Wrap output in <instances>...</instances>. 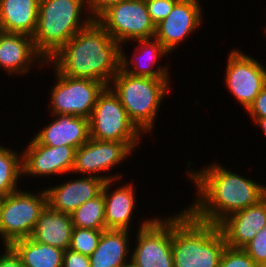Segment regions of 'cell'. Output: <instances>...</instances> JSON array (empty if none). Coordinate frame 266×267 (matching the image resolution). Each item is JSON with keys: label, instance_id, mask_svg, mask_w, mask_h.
<instances>
[{"label": "cell", "instance_id": "obj_32", "mask_svg": "<svg viewBox=\"0 0 266 267\" xmlns=\"http://www.w3.org/2000/svg\"><path fill=\"white\" fill-rule=\"evenodd\" d=\"M127 1V0H86V7L89 15L93 19H97L110 6Z\"/></svg>", "mask_w": 266, "mask_h": 267}, {"label": "cell", "instance_id": "obj_19", "mask_svg": "<svg viewBox=\"0 0 266 267\" xmlns=\"http://www.w3.org/2000/svg\"><path fill=\"white\" fill-rule=\"evenodd\" d=\"M121 179L105 181L102 193L105 203V227L106 229L129 230L133 222L132 216H135L136 193L133 182L124 183L114 187ZM121 185V186H120ZM131 223V224H130Z\"/></svg>", "mask_w": 266, "mask_h": 267}, {"label": "cell", "instance_id": "obj_22", "mask_svg": "<svg viewBox=\"0 0 266 267\" xmlns=\"http://www.w3.org/2000/svg\"><path fill=\"white\" fill-rule=\"evenodd\" d=\"M129 234V230H103L97 248L89 256L90 266L123 267L130 262Z\"/></svg>", "mask_w": 266, "mask_h": 267}, {"label": "cell", "instance_id": "obj_38", "mask_svg": "<svg viewBox=\"0 0 266 267\" xmlns=\"http://www.w3.org/2000/svg\"><path fill=\"white\" fill-rule=\"evenodd\" d=\"M263 29H264L263 31H264V33H265V35H266V26H265V28H263Z\"/></svg>", "mask_w": 266, "mask_h": 267}, {"label": "cell", "instance_id": "obj_1", "mask_svg": "<svg viewBox=\"0 0 266 267\" xmlns=\"http://www.w3.org/2000/svg\"><path fill=\"white\" fill-rule=\"evenodd\" d=\"M187 162V177L195 186L196 198L186 209L198 220L218 225L229 215L258 203L266 196V185L212 163L193 169ZM191 165V166H190Z\"/></svg>", "mask_w": 266, "mask_h": 267}, {"label": "cell", "instance_id": "obj_30", "mask_svg": "<svg viewBox=\"0 0 266 267\" xmlns=\"http://www.w3.org/2000/svg\"><path fill=\"white\" fill-rule=\"evenodd\" d=\"M178 0H146V6L148 13L154 22L157 25L160 21L165 19L171 12L174 4Z\"/></svg>", "mask_w": 266, "mask_h": 267}, {"label": "cell", "instance_id": "obj_14", "mask_svg": "<svg viewBox=\"0 0 266 267\" xmlns=\"http://www.w3.org/2000/svg\"><path fill=\"white\" fill-rule=\"evenodd\" d=\"M76 149L71 146L52 147L39 144L33 137L22 151L23 177L47 178L71 174Z\"/></svg>", "mask_w": 266, "mask_h": 267}, {"label": "cell", "instance_id": "obj_13", "mask_svg": "<svg viewBox=\"0 0 266 267\" xmlns=\"http://www.w3.org/2000/svg\"><path fill=\"white\" fill-rule=\"evenodd\" d=\"M200 3L199 0H178L169 15L156 25L154 38L170 55L192 33H196V30L200 29L204 16Z\"/></svg>", "mask_w": 266, "mask_h": 267}, {"label": "cell", "instance_id": "obj_21", "mask_svg": "<svg viewBox=\"0 0 266 267\" xmlns=\"http://www.w3.org/2000/svg\"><path fill=\"white\" fill-rule=\"evenodd\" d=\"M73 228L71 214L61 213L46 205L39 215L31 238L65 251L70 247Z\"/></svg>", "mask_w": 266, "mask_h": 267}, {"label": "cell", "instance_id": "obj_33", "mask_svg": "<svg viewBox=\"0 0 266 267\" xmlns=\"http://www.w3.org/2000/svg\"><path fill=\"white\" fill-rule=\"evenodd\" d=\"M250 118L266 117V86L259 92L253 104L248 108Z\"/></svg>", "mask_w": 266, "mask_h": 267}, {"label": "cell", "instance_id": "obj_27", "mask_svg": "<svg viewBox=\"0 0 266 267\" xmlns=\"http://www.w3.org/2000/svg\"><path fill=\"white\" fill-rule=\"evenodd\" d=\"M103 230L74 227L69 249L90 256L97 248Z\"/></svg>", "mask_w": 266, "mask_h": 267}, {"label": "cell", "instance_id": "obj_28", "mask_svg": "<svg viewBox=\"0 0 266 267\" xmlns=\"http://www.w3.org/2000/svg\"><path fill=\"white\" fill-rule=\"evenodd\" d=\"M219 267H259L243 250L227 247L224 249Z\"/></svg>", "mask_w": 266, "mask_h": 267}, {"label": "cell", "instance_id": "obj_25", "mask_svg": "<svg viewBox=\"0 0 266 267\" xmlns=\"http://www.w3.org/2000/svg\"><path fill=\"white\" fill-rule=\"evenodd\" d=\"M2 145H0V198L21 189L18 181L23 178L22 152Z\"/></svg>", "mask_w": 266, "mask_h": 267}, {"label": "cell", "instance_id": "obj_23", "mask_svg": "<svg viewBox=\"0 0 266 267\" xmlns=\"http://www.w3.org/2000/svg\"><path fill=\"white\" fill-rule=\"evenodd\" d=\"M40 0H0V24L5 32L33 36Z\"/></svg>", "mask_w": 266, "mask_h": 267}, {"label": "cell", "instance_id": "obj_4", "mask_svg": "<svg viewBox=\"0 0 266 267\" xmlns=\"http://www.w3.org/2000/svg\"><path fill=\"white\" fill-rule=\"evenodd\" d=\"M92 20L86 0H40L32 36L36 51L48 61Z\"/></svg>", "mask_w": 266, "mask_h": 267}, {"label": "cell", "instance_id": "obj_15", "mask_svg": "<svg viewBox=\"0 0 266 267\" xmlns=\"http://www.w3.org/2000/svg\"><path fill=\"white\" fill-rule=\"evenodd\" d=\"M45 63L46 60L36 51L31 36L9 32H4L1 36L0 69L5 70L9 76H25L33 65L41 69Z\"/></svg>", "mask_w": 266, "mask_h": 267}, {"label": "cell", "instance_id": "obj_2", "mask_svg": "<svg viewBox=\"0 0 266 267\" xmlns=\"http://www.w3.org/2000/svg\"><path fill=\"white\" fill-rule=\"evenodd\" d=\"M48 66L62 75L96 80L109 87L120 70V44L93 19L46 61L44 67Z\"/></svg>", "mask_w": 266, "mask_h": 267}, {"label": "cell", "instance_id": "obj_3", "mask_svg": "<svg viewBox=\"0 0 266 267\" xmlns=\"http://www.w3.org/2000/svg\"><path fill=\"white\" fill-rule=\"evenodd\" d=\"M226 246L218 225L196 219L186 208L172 216L173 267H219Z\"/></svg>", "mask_w": 266, "mask_h": 267}, {"label": "cell", "instance_id": "obj_34", "mask_svg": "<svg viewBox=\"0 0 266 267\" xmlns=\"http://www.w3.org/2000/svg\"><path fill=\"white\" fill-rule=\"evenodd\" d=\"M0 255V267H24L20 257L10 246H4Z\"/></svg>", "mask_w": 266, "mask_h": 267}, {"label": "cell", "instance_id": "obj_37", "mask_svg": "<svg viewBox=\"0 0 266 267\" xmlns=\"http://www.w3.org/2000/svg\"><path fill=\"white\" fill-rule=\"evenodd\" d=\"M4 29H3V27H2V25L0 24V38H1V36L4 34Z\"/></svg>", "mask_w": 266, "mask_h": 267}, {"label": "cell", "instance_id": "obj_24", "mask_svg": "<svg viewBox=\"0 0 266 267\" xmlns=\"http://www.w3.org/2000/svg\"><path fill=\"white\" fill-rule=\"evenodd\" d=\"M10 247L24 267H62L64 250L38 243L31 237L14 241Z\"/></svg>", "mask_w": 266, "mask_h": 267}, {"label": "cell", "instance_id": "obj_35", "mask_svg": "<svg viewBox=\"0 0 266 267\" xmlns=\"http://www.w3.org/2000/svg\"><path fill=\"white\" fill-rule=\"evenodd\" d=\"M253 123L259 126V129L262 130L263 135L266 136V117L263 118H250Z\"/></svg>", "mask_w": 266, "mask_h": 267}, {"label": "cell", "instance_id": "obj_29", "mask_svg": "<svg viewBox=\"0 0 266 267\" xmlns=\"http://www.w3.org/2000/svg\"><path fill=\"white\" fill-rule=\"evenodd\" d=\"M243 250L262 267L266 263V225L257 235L243 248Z\"/></svg>", "mask_w": 266, "mask_h": 267}, {"label": "cell", "instance_id": "obj_10", "mask_svg": "<svg viewBox=\"0 0 266 267\" xmlns=\"http://www.w3.org/2000/svg\"><path fill=\"white\" fill-rule=\"evenodd\" d=\"M153 216L137 225L131 261L137 267H173L172 216Z\"/></svg>", "mask_w": 266, "mask_h": 267}, {"label": "cell", "instance_id": "obj_12", "mask_svg": "<svg viewBox=\"0 0 266 267\" xmlns=\"http://www.w3.org/2000/svg\"><path fill=\"white\" fill-rule=\"evenodd\" d=\"M224 84L245 111L266 86V67L257 59L234 48L227 56Z\"/></svg>", "mask_w": 266, "mask_h": 267}, {"label": "cell", "instance_id": "obj_31", "mask_svg": "<svg viewBox=\"0 0 266 267\" xmlns=\"http://www.w3.org/2000/svg\"><path fill=\"white\" fill-rule=\"evenodd\" d=\"M62 267H91L90 258L70 249L64 251Z\"/></svg>", "mask_w": 266, "mask_h": 267}, {"label": "cell", "instance_id": "obj_6", "mask_svg": "<svg viewBox=\"0 0 266 267\" xmlns=\"http://www.w3.org/2000/svg\"><path fill=\"white\" fill-rule=\"evenodd\" d=\"M89 133L90 138L95 140L125 142L133 151L144 137L110 87L98 96L89 117Z\"/></svg>", "mask_w": 266, "mask_h": 267}, {"label": "cell", "instance_id": "obj_9", "mask_svg": "<svg viewBox=\"0 0 266 267\" xmlns=\"http://www.w3.org/2000/svg\"><path fill=\"white\" fill-rule=\"evenodd\" d=\"M120 45L154 38L156 25L144 0H127L110 6L96 19Z\"/></svg>", "mask_w": 266, "mask_h": 267}, {"label": "cell", "instance_id": "obj_7", "mask_svg": "<svg viewBox=\"0 0 266 267\" xmlns=\"http://www.w3.org/2000/svg\"><path fill=\"white\" fill-rule=\"evenodd\" d=\"M19 189L0 201V237L3 246L31 237L41 211L47 205L45 189L38 192Z\"/></svg>", "mask_w": 266, "mask_h": 267}, {"label": "cell", "instance_id": "obj_36", "mask_svg": "<svg viewBox=\"0 0 266 267\" xmlns=\"http://www.w3.org/2000/svg\"><path fill=\"white\" fill-rule=\"evenodd\" d=\"M123 267H137L132 261L125 264Z\"/></svg>", "mask_w": 266, "mask_h": 267}, {"label": "cell", "instance_id": "obj_17", "mask_svg": "<svg viewBox=\"0 0 266 267\" xmlns=\"http://www.w3.org/2000/svg\"><path fill=\"white\" fill-rule=\"evenodd\" d=\"M266 225V196L222 220L219 230L227 247L243 249Z\"/></svg>", "mask_w": 266, "mask_h": 267}, {"label": "cell", "instance_id": "obj_16", "mask_svg": "<svg viewBox=\"0 0 266 267\" xmlns=\"http://www.w3.org/2000/svg\"><path fill=\"white\" fill-rule=\"evenodd\" d=\"M133 42L137 45H134V52L131 58L126 55L127 53H125L126 50L124 49L123 44L120 45V69L122 71L133 76L149 78L170 77V65L165 64V66H161L158 64L161 57H166L167 59V56L170 53L157 39L134 40Z\"/></svg>", "mask_w": 266, "mask_h": 267}, {"label": "cell", "instance_id": "obj_8", "mask_svg": "<svg viewBox=\"0 0 266 267\" xmlns=\"http://www.w3.org/2000/svg\"><path fill=\"white\" fill-rule=\"evenodd\" d=\"M54 85L47 108L50 114L75 115L89 119L98 96L107 87L104 83L62 75L55 67Z\"/></svg>", "mask_w": 266, "mask_h": 267}, {"label": "cell", "instance_id": "obj_26", "mask_svg": "<svg viewBox=\"0 0 266 267\" xmlns=\"http://www.w3.org/2000/svg\"><path fill=\"white\" fill-rule=\"evenodd\" d=\"M74 227L84 229L106 230L105 203L103 193L90 199L71 213Z\"/></svg>", "mask_w": 266, "mask_h": 267}, {"label": "cell", "instance_id": "obj_20", "mask_svg": "<svg viewBox=\"0 0 266 267\" xmlns=\"http://www.w3.org/2000/svg\"><path fill=\"white\" fill-rule=\"evenodd\" d=\"M52 121L32 136L39 144L78 149L90 139L89 119L67 114H50ZM49 124V125H48Z\"/></svg>", "mask_w": 266, "mask_h": 267}, {"label": "cell", "instance_id": "obj_18", "mask_svg": "<svg viewBox=\"0 0 266 267\" xmlns=\"http://www.w3.org/2000/svg\"><path fill=\"white\" fill-rule=\"evenodd\" d=\"M56 186L45 188L47 205L61 213L71 214L86 201L97 197L105 181L98 177L77 176Z\"/></svg>", "mask_w": 266, "mask_h": 267}, {"label": "cell", "instance_id": "obj_5", "mask_svg": "<svg viewBox=\"0 0 266 267\" xmlns=\"http://www.w3.org/2000/svg\"><path fill=\"white\" fill-rule=\"evenodd\" d=\"M170 78L133 76L121 69L109 87L119 97L129 119L145 135L153 134L157 114L171 88ZM170 85V86H169Z\"/></svg>", "mask_w": 266, "mask_h": 267}, {"label": "cell", "instance_id": "obj_11", "mask_svg": "<svg viewBox=\"0 0 266 267\" xmlns=\"http://www.w3.org/2000/svg\"><path fill=\"white\" fill-rule=\"evenodd\" d=\"M132 152L134 153L125 142L90 138L76 149L71 175L78 173V176L98 177L104 181L122 179V173L109 175L107 171L111 172L114 167L124 163L128 157L132 156Z\"/></svg>", "mask_w": 266, "mask_h": 267}]
</instances>
